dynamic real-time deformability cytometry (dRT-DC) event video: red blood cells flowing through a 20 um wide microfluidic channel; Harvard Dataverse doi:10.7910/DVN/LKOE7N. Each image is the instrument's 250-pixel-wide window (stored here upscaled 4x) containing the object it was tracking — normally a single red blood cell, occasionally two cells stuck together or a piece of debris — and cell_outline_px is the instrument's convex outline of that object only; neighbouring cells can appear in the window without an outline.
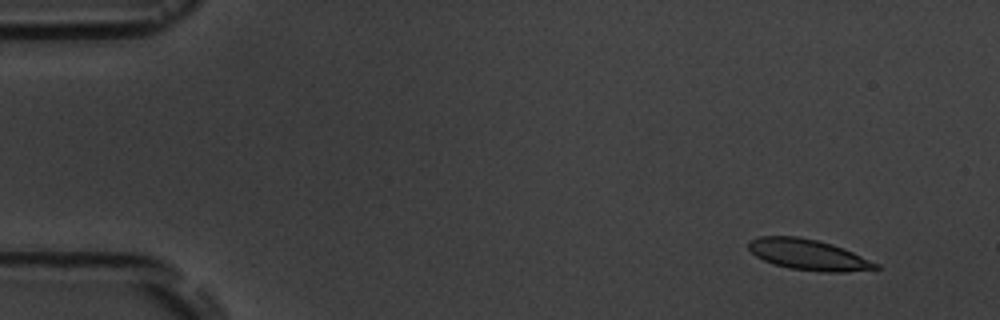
{"species": "common noctule bat (a hibernating species)", "species_latin": "Nyctalus noctula", "temperature_condition": "room temperature", "stored_images_in_passage": 5, "camera_frame_rate_fps": 3000, "um_per_image_px": 0.085, "animal": {"sex": "male", "body_mass_g": 19.5, "forearm_length_mm": 54.6}, "frame": {"image": 1, "passage_image": 1, "time_ms": 0.0, "image_size_px": [1000, 320], "cell_outline_px": [[880, 268], [844, 272], [824, 272], [788, 268], [764, 260], [756, 256], [748, 248], [748, 240], [760, 236], [796, 236], [816, 240], [832, 244], [844, 248], [880, 264]], "centroid_in_image_um": [68.71, 21.64], "position_along_channel_um": 16.3, "area_um2": 22.72}}
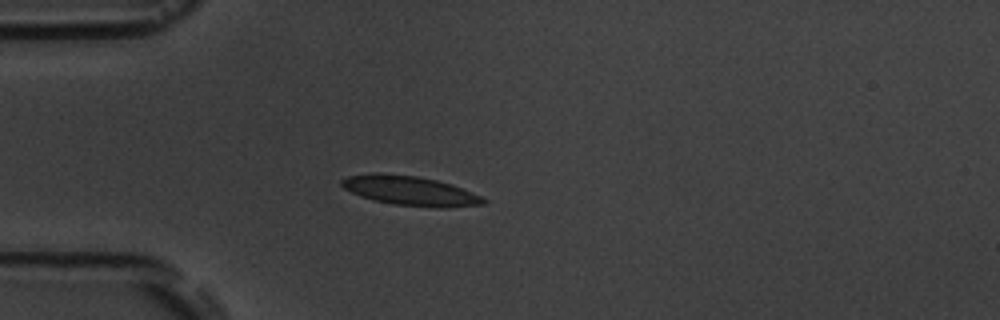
{"frame": {"image": 2, "passage_image": 4, "time_ms": 3.667, "image_size_px": [1000, 320], "cell_outline_px": [[488, 200], [484, 204], [448, 208], [436, 208], [392, 204], [372, 200], [360, 196], [344, 188], [340, 184], [340, 180], [348, 176], [372, 172], [380, 172], [416, 176], [436, 180], [452, 184], [472, 192]], "centroid_in_image_um": [34.85, 16.21], "position_along_channel_um": 50.2, "area_um2": 24.62}}